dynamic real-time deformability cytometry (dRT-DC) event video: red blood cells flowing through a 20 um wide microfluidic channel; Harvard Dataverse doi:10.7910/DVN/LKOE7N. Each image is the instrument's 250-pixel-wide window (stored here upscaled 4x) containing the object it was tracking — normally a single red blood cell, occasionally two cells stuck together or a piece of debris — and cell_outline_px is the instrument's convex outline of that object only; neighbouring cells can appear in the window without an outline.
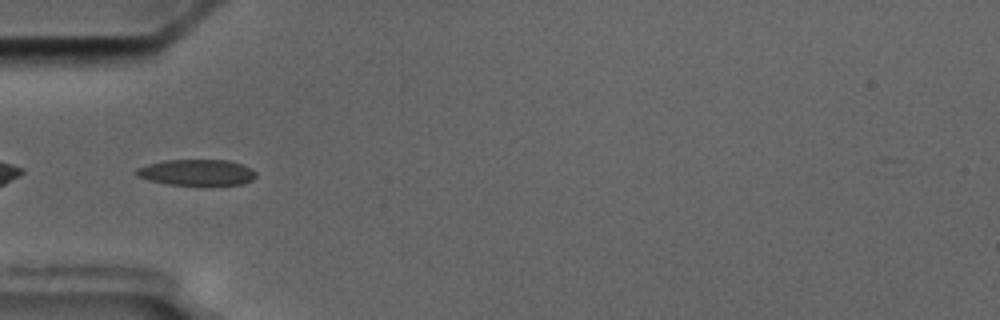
{"species": "common noctule bat (a hibernating species)", "species_latin": "Nyctalus noctula", "temperature_condition": "cold", "stored_images_in_passage": 8, "camera_frame_rate_fps": 3000, "um_per_image_px": 0.085, "animal": {"sex": "male", "body_mass_g": 17.5, "forearm_length_mm": 52.3}, "frame": {"image": 1, "passage_image": 4, "time_ms": 3.333, "image_size_px": [1000, 320], "cell_outline_px": [[256, 176], [252, 180], [240, 184], [208, 188], [204, 188], [168, 184], [148, 180], [136, 176], [136, 168], [148, 164], [164, 160], [228, 160], [244, 164], [252, 168], [256, 172]], "centroid_in_image_um": [16.77, 14.7], "position_along_channel_um": 68.2, "area_um2": 19.13}}
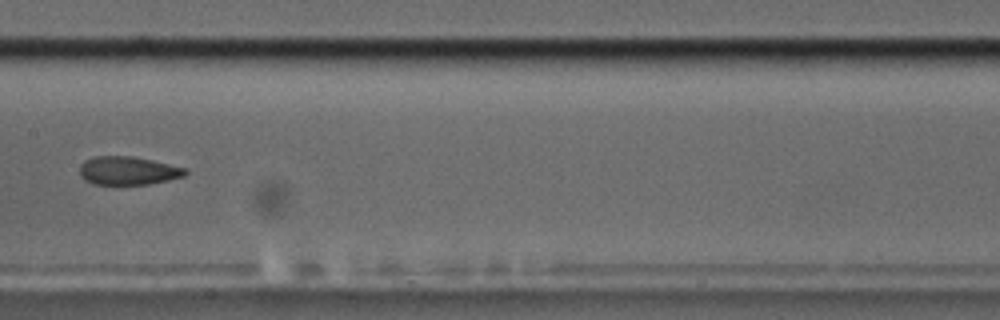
{"frame": {"image": 2, "passage_image": 7, "time_ms": 7.0, "image_size_px": [1000, 320], "cell_outline_px": [[188, 172], [184, 176], [168, 180], [148, 184], [92, 184], [84, 180], [80, 176], [80, 164], [84, 160], [96, 156], [132, 156], [152, 160], [188, 168]], "centroid_in_image_um": [10.88, 14.5], "position_along_channel_um": 196.5, "area_um2": 17.57}}
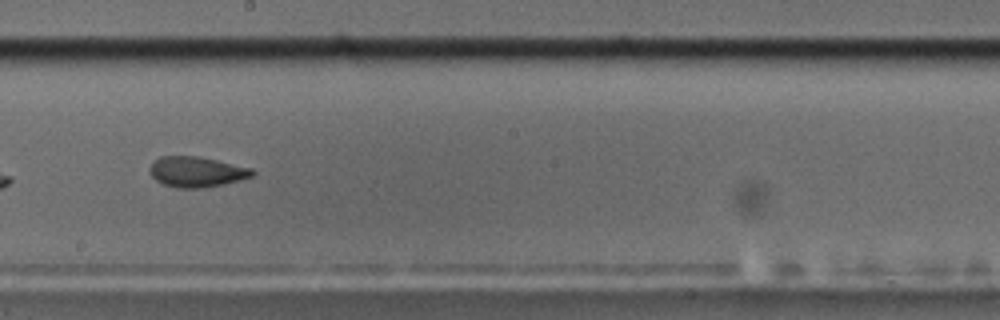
{"frame": {"image": 3, "passage_image": 8, "time_ms": 8.0, "image_size_px": [1000, 320], "cell_outline_px": [[256, 172], [252, 176], [224, 184], [200, 188], [176, 188], [164, 184], [156, 180], [152, 176], [148, 168], [160, 156], [200, 156], [252, 168]], "centroid_in_image_um": [16.71, 14.6], "position_along_channel_um": 231.5, "area_um2": 18.15}}